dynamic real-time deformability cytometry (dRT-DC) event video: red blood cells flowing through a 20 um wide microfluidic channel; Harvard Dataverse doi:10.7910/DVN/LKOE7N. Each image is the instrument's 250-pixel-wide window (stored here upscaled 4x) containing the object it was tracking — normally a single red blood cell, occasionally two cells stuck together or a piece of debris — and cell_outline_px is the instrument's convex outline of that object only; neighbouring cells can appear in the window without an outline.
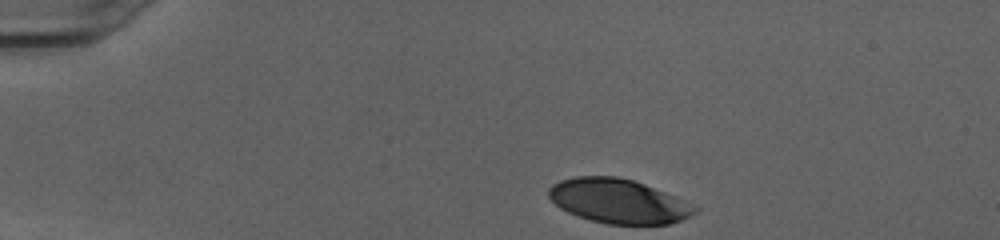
{"species": "human", "species_latin": "Homo sapiens", "temperature_condition": "cold", "stored_images_in_passage": 33, "camera_frame_rate_fps": 3000, "um_per_image_px": 0.085, "donor": {"sex": "female"}, "frame": {"image": 1, "passage_image": 1, "time_ms": 0.0, "image_size_px": [1000, 240], "cell_outline_px": [[700, 208], [692, 216], [668, 224], [608, 224], [592, 220], [568, 212], [560, 208], [548, 196], [548, 188], [552, 184], [560, 180], [576, 176], [616, 176], [632, 180], [644, 184], [684, 200]], "centroid_in_image_um": [52.56, 17.09], "position_along_channel_um": 32.4, "area_um2": 37.51}}
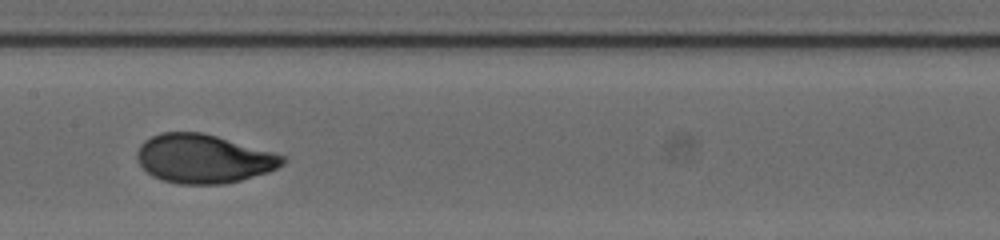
{"frame": {"image": 2, "passage_image": 18, "time_ms": 5.667, "image_size_px": [1000, 240], "cell_outline_px": [[288, 160], [284, 164], [268, 172], [240, 180], [224, 184], [180, 184], [164, 180], [152, 176], [140, 164], [136, 156], [136, 152], [140, 144], [144, 140], [160, 132], [200, 132], [216, 136], [272, 152], [284, 156]], "centroid_in_image_um": [17.28, 13.49], "position_along_channel_um": 190.1, "area_um2": 41.15}}
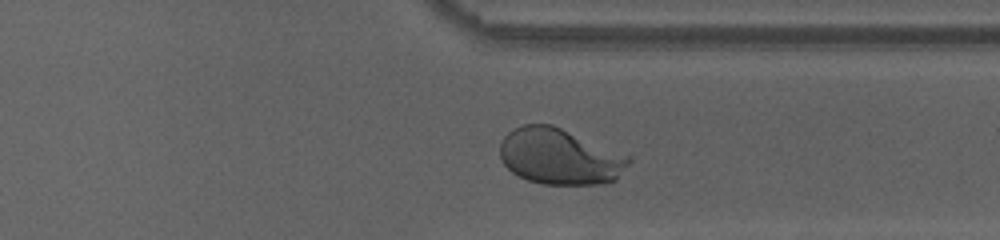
{"frame": {"image": 3, "passage_image": 31, "time_ms": 10.0, "image_size_px": [1000, 240], "cell_outline_px": [[632, 160], [616, 180], [604, 184], [540, 184], [528, 180], [512, 172], [504, 164], [500, 156], [500, 144], [504, 136], [508, 132], [524, 124], [552, 124], [628, 156]], "centroid_in_image_um": [47.56, 13.32], "position_along_channel_um": 363.8, "area_um2": 41.73}, "authors_computed_cell_mechanics": {"area_um2": 40.8068, "velocity_mm_per_s": 4.0124, "shape_relaxation_time_tau1_ms": 3.1723, "shape_relaxation_time_tau2_ms": null, "deformation_change_tau1": 0.1885, "deformation_change_tau2": null}}